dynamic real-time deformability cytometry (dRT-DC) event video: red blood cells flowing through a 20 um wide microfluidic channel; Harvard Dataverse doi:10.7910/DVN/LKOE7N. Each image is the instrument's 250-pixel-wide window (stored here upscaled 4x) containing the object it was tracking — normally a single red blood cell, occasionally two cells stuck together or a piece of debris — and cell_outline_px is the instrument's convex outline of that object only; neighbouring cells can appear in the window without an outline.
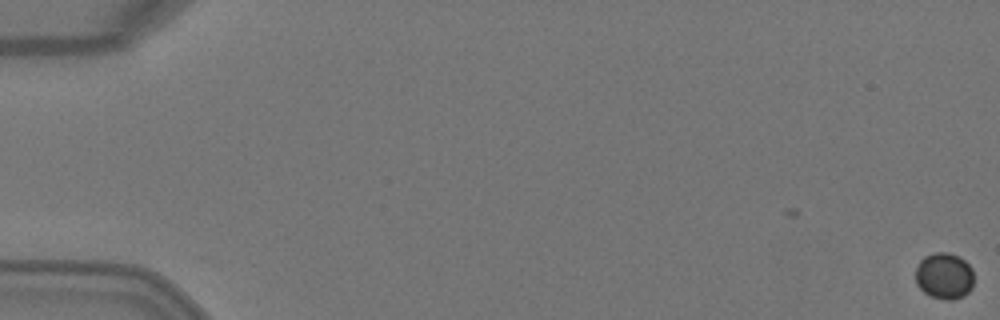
{"species": "Egyptian fruit bat (a non-hibernating species)", "species_latin": "Rousettus aegyptiacus", "temperature_condition": "warm", "stored_images_in_passage": 6, "segment_of_instrument_passage": [1, 2], "camera_frame_rate_fps": 3000, "um_per_image_px": 0.085, "animal": {"sex": "female"}, "frame": {"image": 1, "passage_image": 1, "time_ms": 0.0, "image_size_px": [1000, 320], "cell_outline_px": [[972, 288], [964, 296], [952, 300], [944, 300], [932, 296], [924, 292], [916, 284], [916, 268], [920, 260], [924, 256], [936, 252], [948, 252], [960, 256], [972, 268]], "centroid_in_image_um": [80.26, 23.44], "position_along_channel_um": 4.7, "area_um2": 15.84}}
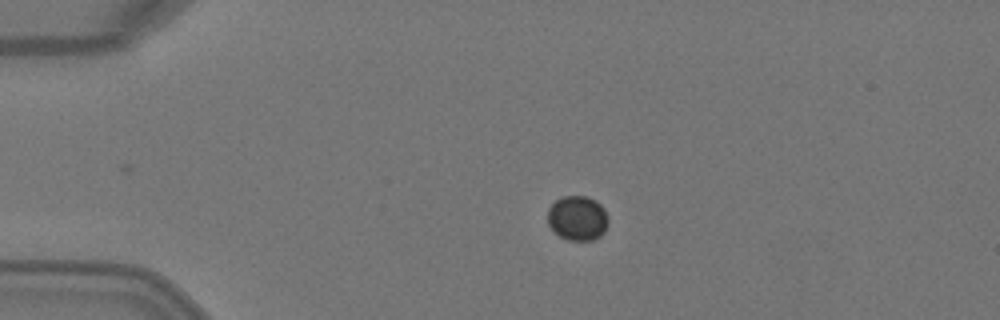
{"frame": {"image": 2, "passage_image": 4, "time_ms": 1.0, "image_size_px": [1000, 320], "cell_outline_px": [[608, 224], [604, 232], [600, 236], [592, 240], [568, 240], [552, 232], [548, 224], [548, 208], [556, 200], [564, 196], [588, 196], [596, 200], [604, 208], [608, 216]], "centroid_in_image_um": [49.09, 18.54], "position_along_channel_um": 35.9, "area_um2": 16.01}}